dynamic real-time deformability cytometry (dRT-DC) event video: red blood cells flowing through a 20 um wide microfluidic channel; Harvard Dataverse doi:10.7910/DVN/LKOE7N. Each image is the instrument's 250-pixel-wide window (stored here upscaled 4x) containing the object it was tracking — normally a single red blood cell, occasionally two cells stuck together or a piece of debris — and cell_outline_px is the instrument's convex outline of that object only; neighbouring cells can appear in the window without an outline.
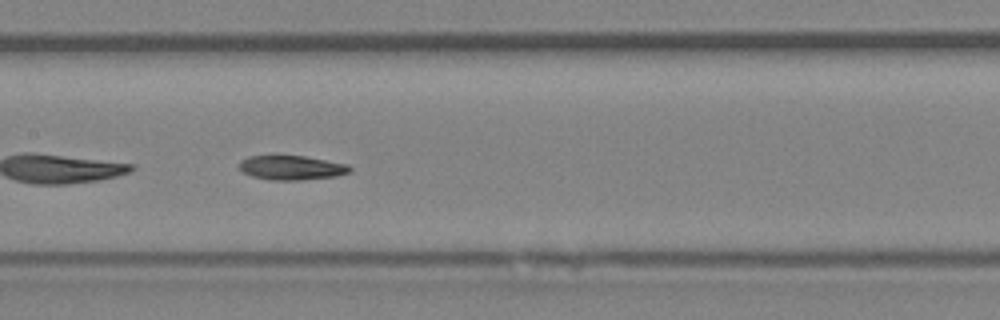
{"species": "Egyptian fruit bat (a non-hibernating species)", "species_latin": "Rousettus aegyptiacus", "temperature_condition": "room temperature", "stored_images_in_passage": 10, "camera_frame_rate_fps": 3000, "um_per_image_px": 0.085, "animal": {"sex": "female"}, "frame": {"image": 1, "passage_image": 7, "time_ms": 2.0, "image_size_px": [1000, 320], "cell_outline_px": [[352, 172], [336, 176], [300, 180], [268, 180], [252, 176], [244, 172], [240, 168], [240, 160], [248, 156], [304, 156], [348, 164], [352, 168]], "centroid_in_image_um": [24.81, 14.26], "position_along_channel_um": 182.6, "area_um2": 15.66}}
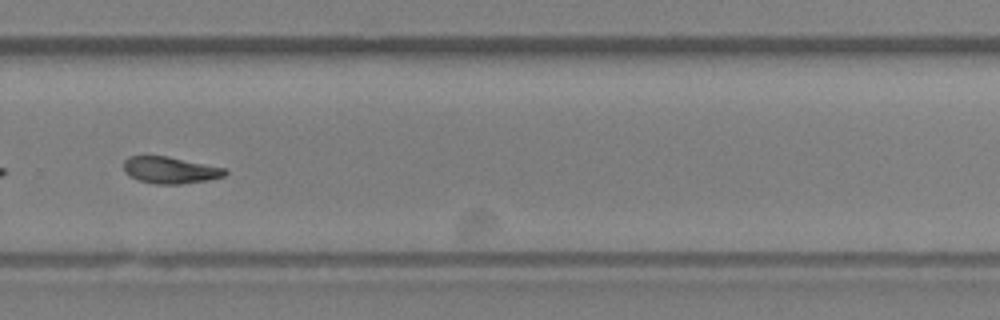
{"frame": {"image": 2, "passage_image": 10, "time_ms": 3.0, "image_size_px": [1000, 320], "cell_outline_px": [[228, 172], [224, 176], [208, 180], [180, 184], [156, 184], [140, 180], [124, 172], [124, 160], [128, 156], [168, 156], [224, 168]], "centroid_in_image_um": [14.46, 14.45], "position_along_channel_um": 315.3, "area_um2": 15.61}}